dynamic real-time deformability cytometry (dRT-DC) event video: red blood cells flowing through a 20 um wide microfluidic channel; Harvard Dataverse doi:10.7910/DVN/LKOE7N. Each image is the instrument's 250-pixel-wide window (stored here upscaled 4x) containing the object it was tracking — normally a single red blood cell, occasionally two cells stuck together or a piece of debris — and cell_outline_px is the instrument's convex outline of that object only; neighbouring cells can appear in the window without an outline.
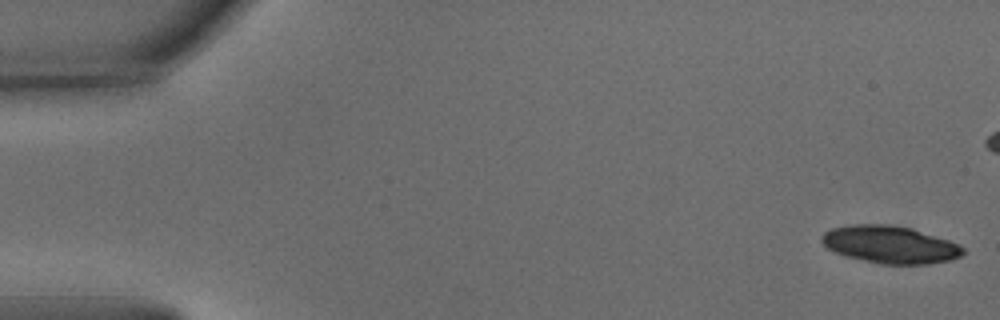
{"species": "common noctule bat (a hibernating species)", "species_latin": "Nyctalus noctula", "temperature_condition": "warm", "stored_images_in_passage": 16, "camera_frame_rate_fps": 3000, "um_per_image_px": 0.085, "animal": {"sex": "male", "body_mass_g": 15.6}, "frame": {"image": 1, "passage_image": 1, "time_ms": 0.0, "image_size_px": [1000, 320], "cell_outline_px": [[964, 252], [960, 256], [952, 260], [928, 264], [880, 264], [848, 256], [836, 252], [828, 248], [820, 240], [820, 236], [824, 232], [832, 228], [852, 224], [892, 224], [912, 228], [960, 244], [964, 248]], "centroid_in_image_um": [75.67, 20.78], "position_along_channel_um": 9.3, "area_um2": 30.87}}